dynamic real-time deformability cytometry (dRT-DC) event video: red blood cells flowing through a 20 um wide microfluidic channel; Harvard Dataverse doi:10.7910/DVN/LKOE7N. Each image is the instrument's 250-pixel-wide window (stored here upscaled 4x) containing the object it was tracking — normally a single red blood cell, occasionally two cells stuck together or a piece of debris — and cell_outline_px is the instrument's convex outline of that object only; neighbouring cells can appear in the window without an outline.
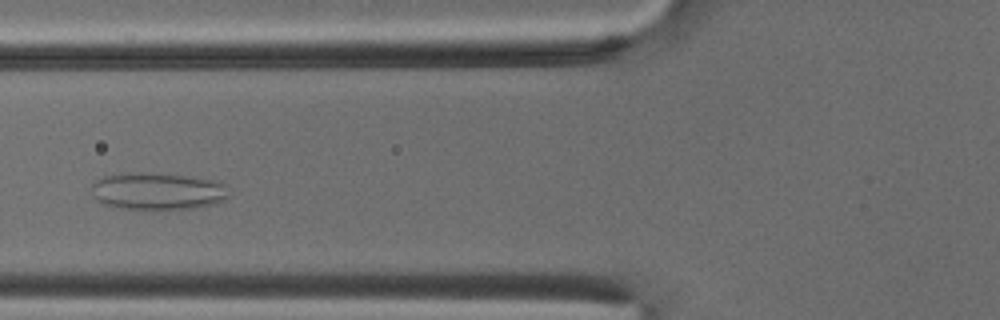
{"species": "common noctule bat (a hibernating species)", "species_latin": "Nyctalus noctula", "temperature_condition": "cold", "stored_images_in_passage": 49, "camera_frame_rate_fps": 3000, "um_per_image_px": 0.085, "animal": {"sex": "male", "body_mass_g": 18.8}, "frame": {"image": 1, "passage_image": 17, "time_ms": 5.333, "image_size_px": [1000, 320], "cell_outline_px": [[228, 196], [224, 200], [216, 204], [196, 208], [112, 208], [96, 200], [92, 196], [92, 184], [96, 180], [104, 176], [128, 172], [140, 172], [184, 176], [212, 180], [224, 184]], "centroid_in_image_um": [13.34, 16.25], "position_along_channel_um": 112.5, "area_um2": 29.48}}
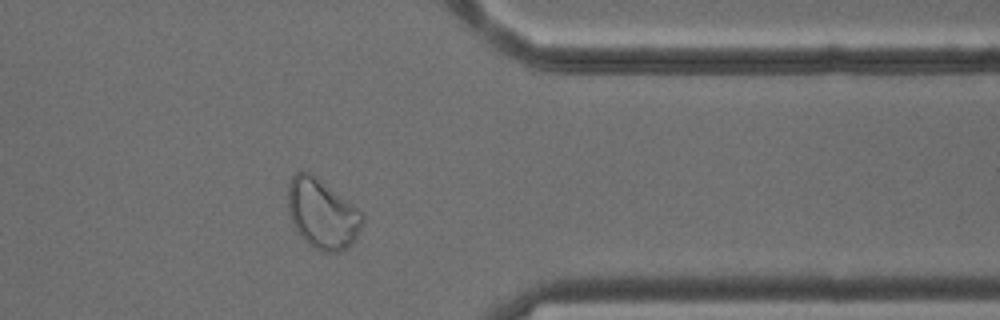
{"frame": {"image": 2, "passage_image": 39, "time_ms": 12.667, "image_size_px": [1000, 320], "cell_outline_px": [[364, 220], [352, 244], [340, 252], [320, 252], [312, 248], [300, 236], [292, 224], [288, 212], [288, 184], [292, 176], [296, 172], [304, 172], [312, 176], [356, 208], [364, 216]], "centroid_in_image_um": [27.35, 18.26], "position_along_channel_um": 384.1, "area_um2": 29.54}}
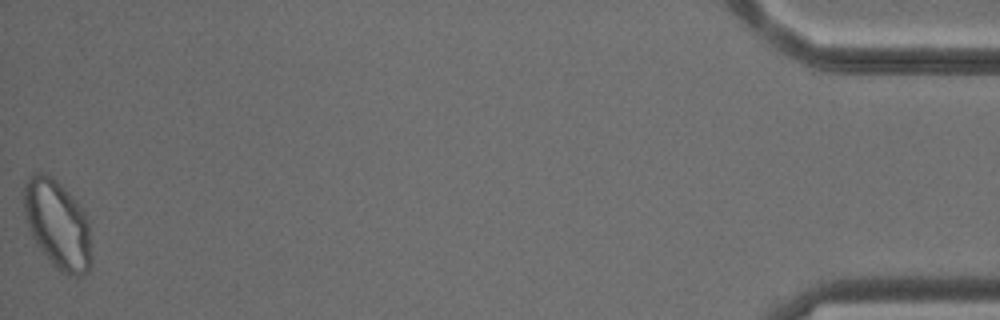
{"frame": {"image": 3, "passage_image": 49, "time_ms": 16.0, "image_size_px": [1000, 320], "cell_outline_px": [[92, 264], [88, 272], [80, 276], [68, 276], [60, 272], [48, 260], [36, 244], [32, 236], [24, 216], [20, 192], [28, 176], [36, 172], [44, 172], [52, 176], [72, 196], [84, 212], [88, 224], [92, 256]], "centroid_in_image_um": [4.85, 19.07], "position_along_channel_um": 430.4, "area_um2": 35.66}}